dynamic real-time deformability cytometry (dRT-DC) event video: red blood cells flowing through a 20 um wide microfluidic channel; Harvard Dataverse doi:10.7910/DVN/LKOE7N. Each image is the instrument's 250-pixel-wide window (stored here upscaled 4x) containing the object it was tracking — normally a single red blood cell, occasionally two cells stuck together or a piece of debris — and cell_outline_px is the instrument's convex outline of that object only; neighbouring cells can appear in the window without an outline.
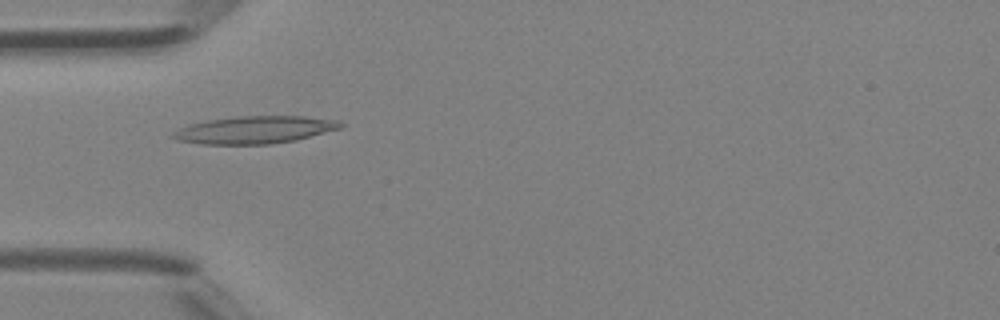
{"species": "Egyptian fruit bat (a non-hibernating species)", "species_latin": "Rousettus aegyptiacus", "temperature_condition": "room temperature", "stored_images_in_passage": 45, "camera_frame_rate_fps": 3000, "um_per_image_px": 0.085, "animal": {"sex": "female"}, "frame": {"image": 1, "passage_image": 14, "time_ms": 4.333, "image_size_px": [1000, 320], "cell_outline_px": [[344, 124], [340, 128], [296, 140], [272, 144], [200, 144], [176, 140], [168, 136], [172, 132], [188, 124], [208, 120], [236, 116], [304, 116], [340, 120]], "centroid_in_image_um": [21.61, 11.03], "position_along_channel_um": 63.4, "area_um2": 26.99}}
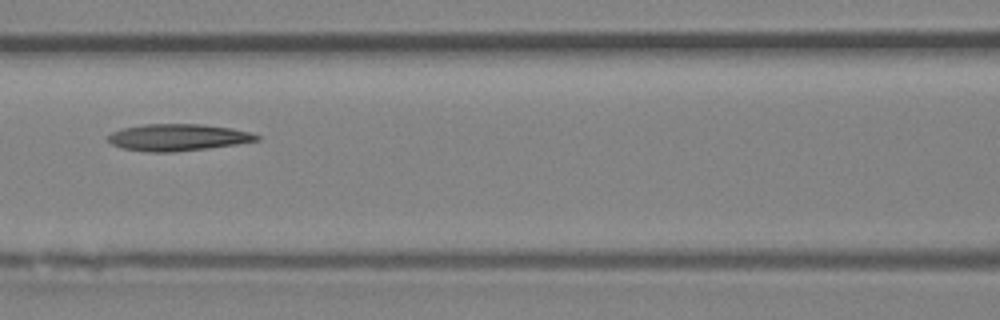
{"frame": {"image": 2, "passage_image": 20, "time_ms": 6.333, "image_size_px": [1000, 320], "cell_outline_px": [[260, 140], [236, 144], [208, 148], [172, 152], [148, 152], [120, 148], [112, 144], [108, 140], [108, 136], [112, 132], [120, 128], [144, 124], [204, 124], [232, 128], [248, 132], [260, 136]], "centroid_in_image_um": [15.09, 11.67], "position_along_channel_um": 151.5, "area_um2": 23.29}}
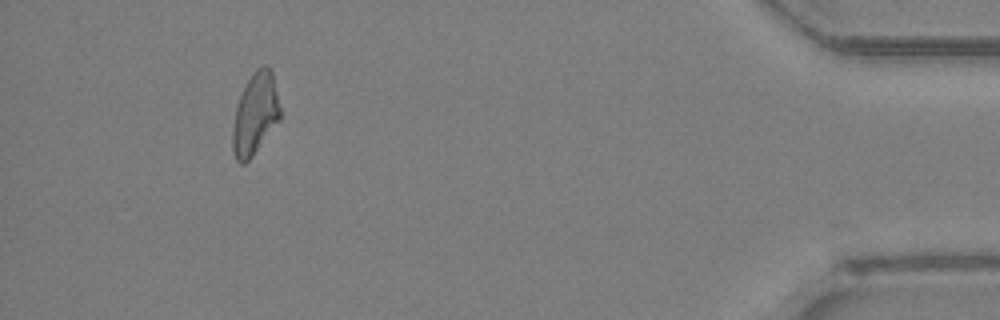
{"frame": {"image": 3, "passage_image": 42, "time_ms": 13.667, "image_size_px": [1000, 320], "cell_outline_px": [[280, 120], [252, 156], [244, 164], [240, 164], [236, 160], [232, 152], [232, 128], [236, 108], [240, 96], [248, 80], [256, 68], [264, 64], [268, 64], [272, 68], [280, 108]], "centroid_in_image_um": [21.69, 9.68], "position_along_channel_um": 413.5, "area_um2": 22.72}}